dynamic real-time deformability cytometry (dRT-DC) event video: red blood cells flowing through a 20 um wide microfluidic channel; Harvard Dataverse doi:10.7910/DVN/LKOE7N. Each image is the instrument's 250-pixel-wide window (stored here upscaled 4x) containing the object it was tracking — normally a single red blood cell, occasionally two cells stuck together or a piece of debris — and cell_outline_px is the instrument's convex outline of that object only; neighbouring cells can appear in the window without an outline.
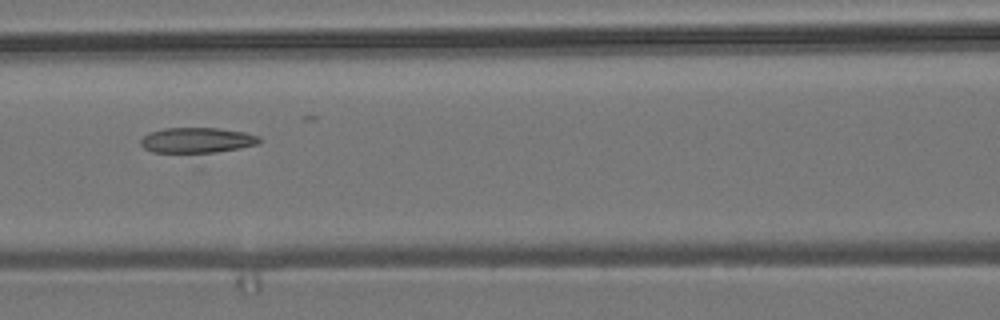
{"species": "common noctule bat (a hibernating species)", "species_latin": "Nyctalus noctula", "temperature_condition": "room temperature", "stored_images_in_passage": 10, "camera_frame_rate_fps": 3000, "um_per_image_px": 0.085, "animal": {"sex": "male", "body_mass_g": 19.2, "forearm_length_mm": 51.8}, "frame": {"image": 1, "passage_image": 6, "time_ms": 5.667, "image_size_px": [1000, 320], "cell_outline_px": [[260, 140], [256, 144], [240, 148], [216, 152], [152, 152], [144, 148], [140, 144], [140, 140], [148, 132], [164, 128], [216, 128], [244, 132], [260, 136]], "centroid_in_image_um": [16.71, 11.91], "position_along_channel_um": 149.9, "area_um2": 17.4}}
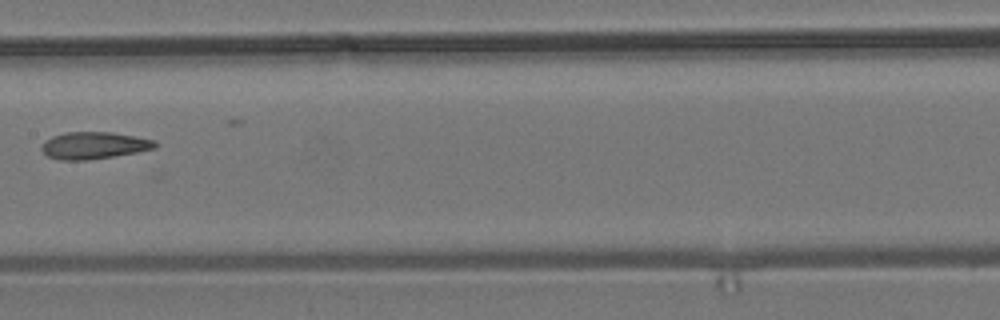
{"frame": {"image": 2, "passage_image": 7, "time_ms": 7.0, "image_size_px": [1000, 320], "cell_outline_px": [[156, 148], [136, 152], [88, 160], [60, 160], [48, 156], [40, 148], [52, 136], [64, 132], [112, 132], [156, 140]], "centroid_in_image_um": [8.0, 12.36], "position_along_channel_um": 199.4, "area_um2": 17.69}}
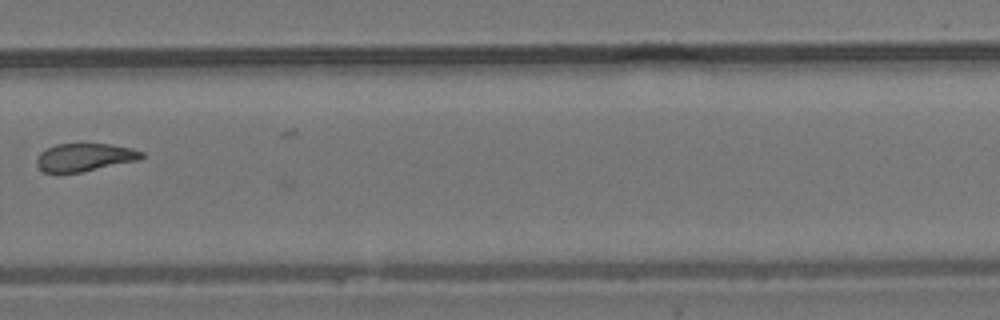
{"frame": {"image": 3, "passage_image": 10, "time_ms": 10.333, "image_size_px": [1000, 320], "cell_outline_px": [[144, 156], [140, 160], [84, 172], [44, 172], [36, 164], [36, 160], [40, 152], [56, 144], [108, 144], [132, 148], [144, 152]], "centroid_in_image_um": [7.23, 13.37], "position_along_channel_um": 322.6, "area_um2": 17.11}}